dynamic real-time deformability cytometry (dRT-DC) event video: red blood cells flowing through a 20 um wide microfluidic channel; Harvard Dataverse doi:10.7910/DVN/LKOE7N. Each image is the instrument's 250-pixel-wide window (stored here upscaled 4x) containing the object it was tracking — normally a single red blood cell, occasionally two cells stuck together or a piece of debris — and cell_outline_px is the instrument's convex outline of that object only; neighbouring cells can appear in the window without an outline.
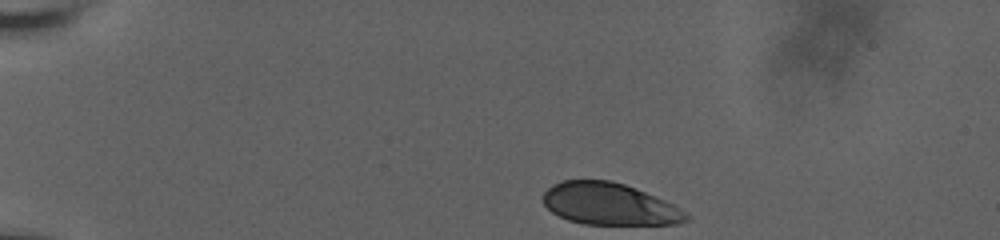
{"species": "human", "species_latin": "Homo sapiens", "temperature_condition": "room temperature", "stored_images_in_passage": 14, "camera_frame_rate_fps": 3000, "um_per_image_px": 0.085, "donor": {"sex": "male"}, "frame": {"image": 1, "passage_image": 1, "time_ms": 0.0, "image_size_px": [1000, 240], "cell_outline_px": [[692, 216], [688, 220], [680, 224], [584, 224], [568, 220], [552, 212], [544, 204], [540, 196], [552, 184], [560, 180], [612, 180], [636, 188], [664, 200], [672, 204]], "centroid_in_image_um": [51.78, 17.34], "position_along_channel_um": 33.2, "area_um2": 35.14}}
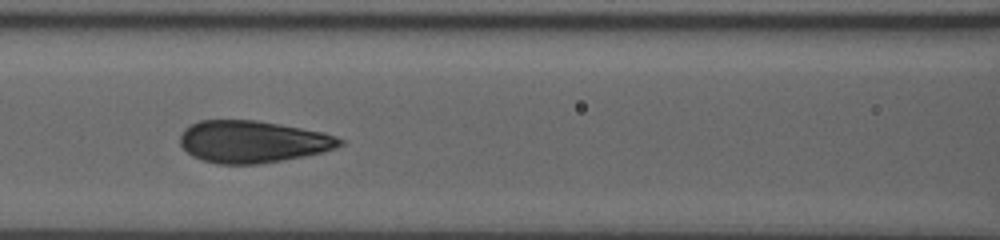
{"frame": {"image": 2, "passage_image": 12, "time_ms": 5.333, "image_size_px": [1000, 240], "cell_outline_px": [[344, 144], [336, 148], [324, 152], [304, 156], [260, 164], [216, 164], [200, 160], [192, 156], [180, 144], [180, 136], [184, 128], [200, 120], [256, 120], [280, 124], [324, 132], [336, 136], [344, 140]], "centroid_in_image_um": [21.49, 12.05], "position_along_channel_um": 145.1, "area_um2": 39.42}}
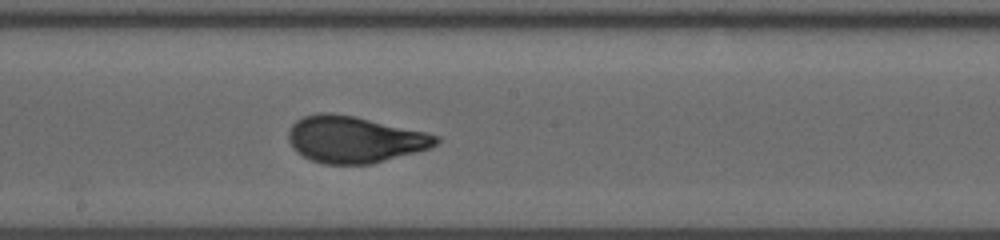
{"frame": {"image": 3, "passage_image": 14, "time_ms": 7.333, "image_size_px": [1000, 240], "cell_outline_px": [[440, 140], [432, 148], [372, 164], [324, 164], [312, 160], [296, 152], [292, 148], [288, 140], [288, 132], [292, 124], [296, 120], [304, 116], [316, 112], [332, 112], [356, 116], [424, 132], [440, 136]], "centroid_in_image_um": [30.11, 11.85], "position_along_channel_um": 218.1, "area_um2": 40.34}}